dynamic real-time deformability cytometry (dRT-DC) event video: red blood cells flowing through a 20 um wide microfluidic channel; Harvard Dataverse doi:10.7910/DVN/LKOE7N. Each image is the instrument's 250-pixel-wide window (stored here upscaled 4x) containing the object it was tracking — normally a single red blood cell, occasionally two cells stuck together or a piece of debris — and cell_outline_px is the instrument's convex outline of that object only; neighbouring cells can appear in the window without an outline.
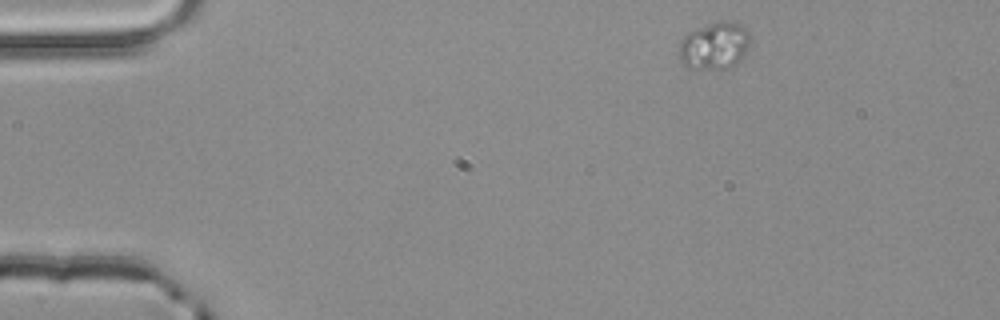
{"species": "common noctule bat (a hibernating species)", "species_latin": "Nyctalus noctula", "temperature_condition": "room temperature", "stored_images_in_passage": 3, "camera_frame_rate_fps": 3000, "um_per_image_px": 0.085, "animal": {"sex": "male", "body_mass_g": 20.4}, "frame": {"image": 1, "passage_image": 1, "time_ms": 0.0, "image_size_px": [1000, 320], "cell_outline_px": [[752, 36], [748, 48], [744, 56], [736, 64], [728, 68], [688, 68], [680, 60], [680, 40], [688, 32], [696, 28], [720, 20], [732, 20], [748, 28]], "centroid_in_image_um": [60.79, 3.84], "position_along_channel_um": 24.2, "area_um2": 19.94}}